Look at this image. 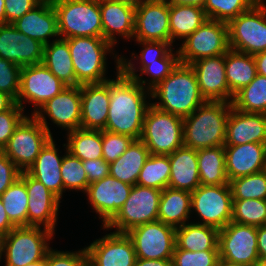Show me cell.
I'll return each instance as SVG.
<instances>
[{"instance_id":"44","label":"cell","mask_w":266,"mask_h":266,"mask_svg":"<svg viewBox=\"0 0 266 266\" xmlns=\"http://www.w3.org/2000/svg\"><path fill=\"white\" fill-rule=\"evenodd\" d=\"M232 222L255 227L266 225V200H233Z\"/></svg>"},{"instance_id":"61","label":"cell","mask_w":266,"mask_h":266,"mask_svg":"<svg viewBox=\"0 0 266 266\" xmlns=\"http://www.w3.org/2000/svg\"><path fill=\"white\" fill-rule=\"evenodd\" d=\"M111 1L119 2L121 4H125L136 9L142 2L146 0H111Z\"/></svg>"},{"instance_id":"11","label":"cell","mask_w":266,"mask_h":266,"mask_svg":"<svg viewBox=\"0 0 266 266\" xmlns=\"http://www.w3.org/2000/svg\"><path fill=\"white\" fill-rule=\"evenodd\" d=\"M228 24L206 19L178 49L180 63H191L205 57L225 54L229 50Z\"/></svg>"},{"instance_id":"26","label":"cell","mask_w":266,"mask_h":266,"mask_svg":"<svg viewBox=\"0 0 266 266\" xmlns=\"http://www.w3.org/2000/svg\"><path fill=\"white\" fill-rule=\"evenodd\" d=\"M224 148L229 181L266 170V144L246 143Z\"/></svg>"},{"instance_id":"56","label":"cell","mask_w":266,"mask_h":266,"mask_svg":"<svg viewBox=\"0 0 266 266\" xmlns=\"http://www.w3.org/2000/svg\"><path fill=\"white\" fill-rule=\"evenodd\" d=\"M257 248L259 259L266 258V225L257 227Z\"/></svg>"},{"instance_id":"20","label":"cell","mask_w":266,"mask_h":266,"mask_svg":"<svg viewBox=\"0 0 266 266\" xmlns=\"http://www.w3.org/2000/svg\"><path fill=\"white\" fill-rule=\"evenodd\" d=\"M132 185L126 184L110 175L88 185L86 195L99 214L105 227L119 212L129 197Z\"/></svg>"},{"instance_id":"64","label":"cell","mask_w":266,"mask_h":266,"mask_svg":"<svg viewBox=\"0 0 266 266\" xmlns=\"http://www.w3.org/2000/svg\"><path fill=\"white\" fill-rule=\"evenodd\" d=\"M26 266H46V257L43 260H40V261L35 262V263H30Z\"/></svg>"},{"instance_id":"66","label":"cell","mask_w":266,"mask_h":266,"mask_svg":"<svg viewBox=\"0 0 266 266\" xmlns=\"http://www.w3.org/2000/svg\"><path fill=\"white\" fill-rule=\"evenodd\" d=\"M258 266H266V258L259 259Z\"/></svg>"},{"instance_id":"35","label":"cell","mask_w":266,"mask_h":266,"mask_svg":"<svg viewBox=\"0 0 266 266\" xmlns=\"http://www.w3.org/2000/svg\"><path fill=\"white\" fill-rule=\"evenodd\" d=\"M225 75L229 90L235 95L257 75L253 55L229 49L225 53Z\"/></svg>"},{"instance_id":"7","label":"cell","mask_w":266,"mask_h":266,"mask_svg":"<svg viewBox=\"0 0 266 266\" xmlns=\"http://www.w3.org/2000/svg\"><path fill=\"white\" fill-rule=\"evenodd\" d=\"M55 232L41 227H15L3 240L5 266H26L43 260Z\"/></svg>"},{"instance_id":"31","label":"cell","mask_w":266,"mask_h":266,"mask_svg":"<svg viewBox=\"0 0 266 266\" xmlns=\"http://www.w3.org/2000/svg\"><path fill=\"white\" fill-rule=\"evenodd\" d=\"M149 156L147 146L140 139H134L121 156L109 163V175L133 186Z\"/></svg>"},{"instance_id":"51","label":"cell","mask_w":266,"mask_h":266,"mask_svg":"<svg viewBox=\"0 0 266 266\" xmlns=\"http://www.w3.org/2000/svg\"><path fill=\"white\" fill-rule=\"evenodd\" d=\"M143 45L140 56L132 53V59L140 58V62H153L156 59L164 58L173 48L172 44L164 41H141L135 40ZM134 55V56H133Z\"/></svg>"},{"instance_id":"29","label":"cell","mask_w":266,"mask_h":266,"mask_svg":"<svg viewBox=\"0 0 266 266\" xmlns=\"http://www.w3.org/2000/svg\"><path fill=\"white\" fill-rule=\"evenodd\" d=\"M168 156L170 161L168 187L193 192L201 185L197 150L182 146Z\"/></svg>"},{"instance_id":"21","label":"cell","mask_w":266,"mask_h":266,"mask_svg":"<svg viewBox=\"0 0 266 266\" xmlns=\"http://www.w3.org/2000/svg\"><path fill=\"white\" fill-rule=\"evenodd\" d=\"M44 45L17 30L12 24L0 25V57L20 67L43 62Z\"/></svg>"},{"instance_id":"32","label":"cell","mask_w":266,"mask_h":266,"mask_svg":"<svg viewBox=\"0 0 266 266\" xmlns=\"http://www.w3.org/2000/svg\"><path fill=\"white\" fill-rule=\"evenodd\" d=\"M191 211V192L170 187L162 190L158 221L177 228L186 224Z\"/></svg>"},{"instance_id":"37","label":"cell","mask_w":266,"mask_h":266,"mask_svg":"<svg viewBox=\"0 0 266 266\" xmlns=\"http://www.w3.org/2000/svg\"><path fill=\"white\" fill-rule=\"evenodd\" d=\"M197 161L201 185L229 184L224 146L197 150Z\"/></svg>"},{"instance_id":"58","label":"cell","mask_w":266,"mask_h":266,"mask_svg":"<svg viewBox=\"0 0 266 266\" xmlns=\"http://www.w3.org/2000/svg\"><path fill=\"white\" fill-rule=\"evenodd\" d=\"M253 57L256 63L257 74L266 77V51L257 53Z\"/></svg>"},{"instance_id":"8","label":"cell","mask_w":266,"mask_h":266,"mask_svg":"<svg viewBox=\"0 0 266 266\" xmlns=\"http://www.w3.org/2000/svg\"><path fill=\"white\" fill-rule=\"evenodd\" d=\"M229 48L255 55L266 51V3L259 0L228 23Z\"/></svg>"},{"instance_id":"28","label":"cell","mask_w":266,"mask_h":266,"mask_svg":"<svg viewBox=\"0 0 266 266\" xmlns=\"http://www.w3.org/2000/svg\"><path fill=\"white\" fill-rule=\"evenodd\" d=\"M62 160L63 156H59L52 137L42 148L34 164L27 170L33 178L43 183L60 200L64 191L60 172Z\"/></svg>"},{"instance_id":"47","label":"cell","mask_w":266,"mask_h":266,"mask_svg":"<svg viewBox=\"0 0 266 266\" xmlns=\"http://www.w3.org/2000/svg\"><path fill=\"white\" fill-rule=\"evenodd\" d=\"M134 138L125 134H118L102 130V156L107 163L115 161L133 142Z\"/></svg>"},{"instance_id":"38","label":"cell","mask_w":266,"mask_h":266,"mask_svg":"<svg viewBox=\"0 0 266 266\" xmlns=\"http://www.w3.org/2000/svg\"><path fill=\"white\" fill-rule=\"evenodd\" d=\"M67 151L81 159L95 160L103 158L102 156V131L101 130H86L76 129L67 134Z\"/></svg>"},{"instance_id":"17","label":"cell","mask_w":266,"mask_h":266,"mask_svg":"<svg viewBox=\"0 0 266 266\" xmlns=\"http://www.w3.org/2000/svg\"><path fill=\"white\" fill-rule=\"evenodd\" d=\"M28 193L27 226L42 227L54 232L60 199L27 171L21 172Z\"/></svg>"},{"instance_id":"15","label":"cell","mask_w":266,"mask_h":266,"mask_svg":"<svg viewBox=\"0 0 266 266\" xmlns=\"http://www.w3.org/2000/svg\"><path fill=\"white\" fill-rule=\"evenodd\" d=\"M66 87L43 63L24 66L21 69L19 95L16 103L22 109H25L23 102L32 103L35 106L33 115Z\"/></svg>"},{"instance_id":"5","label":"cell","mask_w":266,"mask_h":266,"mask_svg":"<svg viewBox=\"0 0 266 266\" xmlns=\"http://www.w3.org/2000/svg\"><path fill=\"white\" fill-rule=\"evenodd\" d=\"M68 42L76 80L82 84L106 82V56L114 47L103 37H74Z\"/></svg>"},{"instance_id":"62","label":"cell","mask_w":266,"mask_h":266,"mask_svg":"<svg viewBox=\"0 0 266 266\" xmlns=\"http://www.w3.org/2000/svg\"><path fill=\"white\" fill-rule=\"evenodd\" d=\"M5 0H0V25L5 24Z\"/></svg>"},{"instance_id":"22","label":"cell","mask_w":266,"mask_h":266,"mask_svg":"<svg viewBox=\"0 0 266 266\" xmlns=\"http://www.w3.org/2000/svg\"><path fill=\"white\" fill-rule=\"evenodd\" d=\"M190 65L194 69L201 95L206 101L232 103L234 95L226 81L225 54L201 58Z\"/></svg>"},{"instance_id":"6","label":"cell","mask_w":266,"mask_h":266,"mask_svg":"<svg viewBox=\"0 0 266 266\" xmlns=\"http://www.w3.org/2000/svg\"><path fill=\"white\" fill-rule=\"evenodd\" d=\"M140 140L150 154L170 155L184 146L183 118L155 108H148Z\"/></svg>"},{"instance_id":"14","label":"cell","mask_w":266,"mask_h":266,"mask_svg":"<svg viewBox=\"0 0 266 266\" xmlns=\"http://www.w3.org/2000/svg\"><path fill=\"white\" fill-rule=\"evenodd\" d=\"M127 235L132 239L140 259H172L176 246V228L161 221L134 227Z\"/></svg>"},{"instance_id":"52","label":"cell","mask_w":266,"mask_h":266,"mask_svg":"<svg viewBox=\"0 0 266 266\" xmlns=\"http://www.w3.org/2000/svg\"><path fill=\"white\" fill-rule=\"evenodd\" d=\"M41 0H5V24H12Z\"/></svg>"},{"instance_id":"40","label":"cell","mask_w":266,"mask_h":266,"mask_svg":"<svg viewBox=\"0 0 266 266\" xmlns=\"http://www.w3.org/2000/svg\"><path fill=\"white\" fill-rule=\"evenodd\" d=\"M232 106L246 113L266 114V77L257 74L249 85L234 95Z\"/></svg>"},{"instance_id":"12","label":"cell","mask_w":266,"mask_h":266,"mask_svg":"<svg viewBox=\"0 0 266 266\" xmlns=\"http://www.w3.org/2000/svg\"><path fill=\"white\" fill-rule=\"evenodd\" d=\"M233 198L229 184L200 185L191 192V209L201 219L198 224L224 228L232 221Z\"/></svg>"},{"instance_id":"63","label":"cell","mask_w":266,"mask_h":266,"mask_svg":"<svg viewBox=\"0 0 266 266\" xmlns=\"http://www.w3.org/2000/svg\"><path fill=\"white\" fill-rule=\"evenodd\" d=\"M218 266H250V265L231 263L227 261H219Z\"/></svg>"},{"instance_id":"13","label":"cell","mask_w":266,"mask_h":266,"mask_svg":"<svg viewBox=\"0 0 266 266\" xmlns=\"http://www.w3.org/2000/svg\"><path fill=\"white\" fill-rule=\"evenodd\" d=\"M219 261L258 266L257 227L228 223L218 232Z\"/></svg>"},{"instance_id":"9","label":"cell","mask_w":266,"mask_h":266,"mask_svg":"<svg viewBox=\"0 0 266 266\" xmlns=\"http://www.w3.org/2000/svg\"><path fill=\"white\" fill-rule=\"evenodd\" d=\"M162 190L133 185L129 197L116 216L104 229L115 228L116 233H127L134 227L158 220Z\"/></svg>"},{"instance_id":"30","label":"cell","mask_w":266,"mask_h":266,"mask_svg":"<svg viewBox=\"0 0 266 266\" xmlns=\"http://www.w3.org/2000/svg\"><path fill=\"white\" fill-rule=\"evenodd\" d=\"M173 49L161 59H156L153 62H139L141 64L140 74L136 72L135 64L131 60L127 61L124 57H120V70L128 77L135 79L140 85L149 91L161 83L180 63L179 53H173ZM150 76V80H142L141 75ZM148 82V83H147ZM147 83V86H146Z\"/></svg>"},{"instance_id":"42","label":"cell","mask_w":266,"mask_h":266,"mask_svg":"<svg viewBox=\"0 0 266 266\" xmlns=\"http://www.w3.org/2000/svg\"><path fill=\"white\" fill-rule=\"evenodd\" d=\"M233 200H266V170L229 181Z\"/></svg>"},{"instance_id":"50","label":"cell","mask_w":266,"mask_h":266,"mask_svg":"<svg viewBox=\"0 0 266 266\" xmlns=\"http://www.w3.org/2000/svg\"><path fill=\"white\" fill-rule=\"evenodd\" d=\"M88 263L86 249L77 252L58 251L50 248L46 254V266H85Z\"/></svg>"},{"instance_id":"36","label":"cell","mask_w":266,"mask_h":266,"mask_svg":"<svg viewBox=\"0 0 266 266\" xmlns=\"http://www.w3.org/2000/svg\"><path fill=\"white\" fill-rule=\"evenodd\" d=\"M206 19L208 18L201 6L169 3L171 44L173 45L175 39L185 40L199 28Z\"/></svg>"},{"instance_id":"27","label":"cell","mask_w":266,"mask_h":266,"mask_svg":"<svg viewBox=\"0 0 266 266\" xmlns=\"http://www.w3.org/2000/svg\"><path fill=\"white\" fill-rule=\"evenodd\" d=\"M99 6L103 38L113 46L117 43L116 34L133 40L136 9L111 0H99Z\"/></svg>"},{"instance_id":"2","label":"cell","mask_w":266,"mask_h":266,"mask_svg":"<svg viewBox=\"0 0 266 266\" xmlns=\"http://www.w3.org/2000/svg\"><path fill=\"white\" fill-rule=\"evenodd\" d=\"M151 103L155 108L185 118L206 102L201 95L194 69L191 65L179 63L177 67L155 88Z\"/></svg>"},{"instance_id":"55","label":"cell","mask_w":266,"mask_h":266,"mask_svg":"<svg viewBox=\"0 0 266 266\" xmlns=\"http://www.w3.org/2000/svg\"><path fill=\"white\" fill-rule=\"evenodd\" d=\"M15 226L10 222L0 197V234L6 236Z\"/></svg>"},{"instance_id":"39","label":"cell","mask_w":266,"mask_h":266,"mask_svg":"<svg viewBox=\"0 0 266 266\" xmlns=\"http://www.w3.org/2000/svg\"><path fill=\"white\" fill-rule=\"evenodd\" d=\"M0 197L10 222L15 227H26L28 193L24 179L17 178Z\"/></svg>"},{"instance_id":"25","label":"cell","mask_w":266,"mask_h":266,"mask_svg":"<svg viewBox=\"0 0 266 266\" xmlns=\"http://www.w3.org/2000/svg\"><path fill=\"white\" fill-rule=\"evenodd\" d=\"M12 25L43 45L50 43L49 38L59 37L57 13L51 0H41Z\"/></svg>"},{"instance_id":"60","label":"cell","mask_w":266,"mask_h":266,"mask_svg":"<svg viewBox=\"0 0 266 266\" xmlns=\"http://www.w3.org/2000/svg\"><path fill=\"white\" fill-rule=\"evenodd\" d=\"M169 3L180 4V5H198L203 7L206 0H167Z\"/></svg>"},{"instance_id":"54","label":"cell","mask_w":266,"mask_h":266,"mask_svg":"<svg viewBox=\"0 0 266 266\" xmlns=\"http://www.w3.org/2000/svg\"><path fill=\"white\" fill-rule=\"evenodd\" d=\"M88 183L91 184L109 175V163L103 158L82 161Z\"/></svg>"},{"instance_id":"19","label":"cell","mask_w":266,"mask_h":266,"mask_svg":"<svg viewBox=\"0 0 266 266\" xmlns=\"http://www.w3.org/2000/svg\"><path fill=\"white\" fill-rule=\"evenodd\" d=\"M133 38L171 43L167 0H146L136 8Z\"/></svg>"},{"instance_id":"45","label":"cell","mask_w":266,"mask_h":266,"mask_svg":"<svg viewBox=\"0 0 266 266\" xmlns=\"http://www.w3.org/2000/svg\"><path fill=\"white\" fill-rule=\"evenodd\" d=\"M65 148L67 154L63 155L60 170L63 180L64 192L66 191L65 189H73L76 191L82 190L85 193L89 183L82 164V160L71 155L67 151V147Z\"/></svg>"},{"instance_id":"57","label":"cell","mask_w":266,"mask_h":266,"mask_svg":"<svg viewBox=\"0 0 266 266\" xmlns=\"http://www.w3.org/2000/svg\"><path fill=\"white\" fill-rule=\"evenodd\" d=\"M134 266H172V259H140V258H137Z\"/></svg>"},{"instance_id":"3","label":"cell","mask_w":266,"mask_h":266,"mask_svg":"<svg viewBox=\"0 0 266 266\" xmlns=\"http://www.w3.org/2000/svg\"><path fill=\"white\" fill-rule=\"evenodd\" d=\"M231 108L230 102L206 101L183 118L184 146L195 150L224 146Z\"/></svg>"},{"instance_id":"59","label":"cell","mask_w":266,"mask_h":266,"mask_svg":"<svg viewBox=\"0 0 266 266\" xmlns=\"http://www.w3.org/2000/svg\"><path fill=\"white\" fill-rule=\"evenodd\" d=\"M16 104V100L9 94L0 91V112L10 110Z\"/></svg>"},{"instance_id":"53","label":"cell","mask_w":266,"mask_h":266,"mask_svg":"<svg viewBox=\"0 0 266 266\" xmlns=\"http://www.w3.org/2000/svg\"><path fill=\"white\" fill-rule=\"evenodd\" d=\"M21 171L0 150V196L20 177Z\"/></svg>"},{"instance_id":"16","label":"cell","mask_w":266,"mask_h":266,"mask_svg":"<svg viewBox=\"0 0 266 266\" xmlns=\"http://www.w3.org/2000/svg\"><path fill=\"white\" fill-rule=\"evenodd\" d=\"M45 115L68 133L81 128V85L67 86L33 114L52 136Z\"/></svg>"},{"instance_id":"46","label":"cell","mask_w":266,"mask_h":266,"mask_svg":"<svg viewBox=\"0 0 266 266\" xmlns=\"http://www.w3.org/2000/svg\"><path fill=\"white\" fill-rule=\"evenodd\" d=\"M219 250L193 252L174 249L172 266H218Z\"/></svg>"},{"instance_id":"43","label":"cell","mask_w":266,"mask_h":266,"mask_svg":"<svg viewBox=\"0 0 266 266\" xmlns=\"http://www.w3.org/2000/svg\"><path fill=\"white\" fill-rule=\"evenodd\" d=\"M259 0H206L203 6L208 19L229 23L239 14L248 11Z\"/></svg>"},{"instance_id":"33","label":"cell","mask_w":266,"mask_h":266,"mask_svg":"<svg viewBox=\"0 0 266 266\" xmlns=\"http://www.w3.org/2000/svg\"><path fill=\"white\" fill-rule=\"evenodd\" d=\"M66 86H80L76 80L68 42L58 38L44 45L42 62Z\"/></svg>"},{"instance_id":"24","label":"cell","mask_w":266,"mask_h":266,"mask_svg":"<svg viewBox=\"0 0 266 266\" xmlns=\"http://www.w3.org/2000/svg\"><path fill=\"white\" fill-rule=\"evenodd\" d=\"M246 143L266 144V114L246 113L232 106L226 124L224 146Z\"/></svg>"},{"instance_id":"41","label":"cell","mask_w":266,"mask_h":266,"mask_svg":"<svg viewBox=\"0 0 266 266\" xmlns=\"http://www.w3.org/2000/svg\"><path fill=\"white\" fill-rule=\"evenodd\" d=\"M169 179V156L150 154L139 173L137 185L164 190L168 187Z\"/></svg>"},{"instance_id":"34","label":"cell","mask_w":266,"mask_h":266,"mask_svg":"<svg viewBox=\"0 0 266 266\" xmlns=\"http://www.w3.org/2000/svg\"><path fill=\"white\" fill-rule=\"evenodd\" d=\"M218 232L215 227L187 223L176 228L175 249H183L193 252L204 250H219Z\"/></svg>"},{"instance_id":"48","label":"cell","mask_w":266,"mask_h":266,"mask_svg":"<svg viewBox=\"0 0 266 266\" xmlns=\"http://www.w3.org/2000/svg\"><path fill=\"white\" fill-rule=\"evenodd\" d=\"M21 69L19 65L0 57V91L9 94L15 100L19 95Z\"/></svg>"},{"instance_id":"49","label":"cell","mask_w":266,"mask_h":266,"mask_svg":"<svg viewBox=\"0 0 266 266\" xmlns=\"http://www.w3.org/2000/svg\"><path fill=\"white\" fill-rule=\"evenodd\" d=\"M23 113L24 109L17 103L10 110L0 112V150L6 146L15 128L26 117Z\"/></svg>"},{"instance_id":"23","label":"cell","mask_w":266,"mask_h":266,"mask_svg":"<svg viewBox=\"0 0 266 266\" xmlns=\"http://www.w3.org/2000/svg\"><path fill=\"white\" fill-rule=\"evenodd\" d=\"M110 105V79L81 85V128L105 130Z\"/></svg>"},{"instance_id":"10","label":"cell","mask_w":266,"mask_h":266,"mask_svg":"<svg viewBox=\"0 0 266 266\" xmlns=\"http://www.w3.org/2000/svg\"><path fill=\"white\" fill-rule=\"evenodd\" d=\"M52 137L33 115L26 116L15 128L2 151L24 172L34 164L42 148Z\"/></svg>"},{"instance_id":"4","label":"cell","mask_w":266,"mask_h":266,"mask_svg":"<svg viewBox=\"0 0 266 266\" xmlns=\"http://www.w3.org/2000/svg\"><path fill=\"white\" fill-rule=\"evenodd\" d=\"M61 39L103 37L99 0H51Z\"/></svg>"},{"instance_id":"65","label":"cell","mask_w":266,"mask_h":266,"mask_svg":"<svg viewBox=\"0 0 266 266\" xmlns=\"http://www.w3.org/2000/svg\"><path fill=\"white\" fill-rule=\"evenodd\" d=\"M3 240H4V236L0 234V261H1V257L3 255Z\"/></svg>"},{"instance_id":"18","label":"cell","mask_w":266,"mask_h":266,"mask_svg":"<svg viewBox=\"0 0 266 266\" xmlns=\"http://www.w3.org/2000/svg\"><path fill=\"white\" fill-rule=\"evenodd\" d=\"M91 266H134V244L127 233L110 232L85 247Z\"/></svg>"},{"instance_id":"1","label":"cell","mask_w":266,"mask_h":266,"mask_svg":"<svg viewBox=\"0 0 266 266\" xmlns=\"http://www.w3.org/2000/svg\"><path fill=\"white\" fill-rule=\"evenodd\" d=\"M114 58H117V76L110 79V105L105 130L140 139L145 115L151 106L146 101L148 96L151 97V91L126 76L120 70V57L116 54Z\"/></svg>"}]
</instances>
